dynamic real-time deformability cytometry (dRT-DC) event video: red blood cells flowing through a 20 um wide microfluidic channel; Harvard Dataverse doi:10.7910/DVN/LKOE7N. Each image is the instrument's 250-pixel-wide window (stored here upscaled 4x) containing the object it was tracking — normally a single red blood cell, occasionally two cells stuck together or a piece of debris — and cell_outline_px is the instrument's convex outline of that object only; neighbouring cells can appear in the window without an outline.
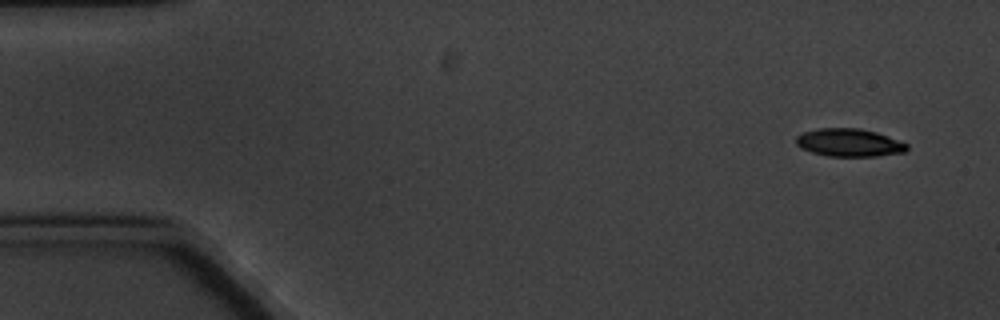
{"species": "common noctule bat (a hibernating species)", "species_latin": "Nyctalus noctula", "temperature_condition": "cold", "stored_images_in_passage": 5, "segment_of_instrument_passage": [1, 2], "camera_frame_rate_fps": 3000, "um_per_image_px": 0.085, "animal": {"sex": "male", "body_mass_g": 20.1, "forearm_length_mm": 53.5}, "frame": {"image": 1, "passage_image": 1, "time_ms": 0.0, "image_size_px": [1000, 320], "cell_outline_px": [[908, 148], [904, 152], [876, 156], [828, 156], [812, 152], [800, 148], [796, 144], [796, 136], [804, 132], [820, 128], [860, 128], [876, 132], [908, 144]], "centroid_in_image_um": [72.16, 12.12], "position_along_channel_um": 12.8, "area_um2": 17.92}}